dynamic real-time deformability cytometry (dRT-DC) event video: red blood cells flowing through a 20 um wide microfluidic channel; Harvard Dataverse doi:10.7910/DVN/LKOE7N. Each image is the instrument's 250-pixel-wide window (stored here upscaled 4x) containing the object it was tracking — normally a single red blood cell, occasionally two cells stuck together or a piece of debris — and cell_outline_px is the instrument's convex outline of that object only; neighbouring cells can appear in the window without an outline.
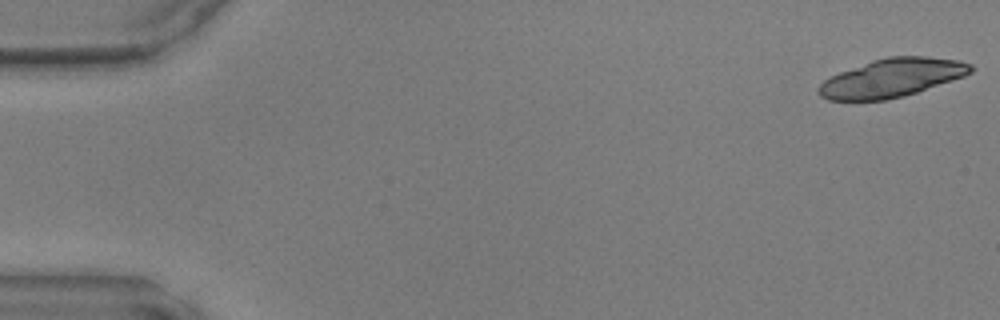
{"species": "common noctule bat (a hibernating species)", "species_latin": "Nyctalus noctula", "temperature_condition": "warm", "stored_images_in_passage": 22, "camera_frame_rate_fps": 3000, "um_per_image_px": 0.085, "animal": {"sex": "male", "body_mass_g": 17.9, "forearm_length_mm": 54.2}, "frame": {"image": 1, "passage_image": 1, "time_ms": 0.0, "image_size_px": [1000, 320], "cell_outline_px": [[976, 68], [972, 72], [964, 76], [904, 96], [888, 100], [828, 100], [820, 96], [816, 92], [816, 88], [824, 80], [840, 72], [872, 60], [888, 56], [928, 56], [960, 60], [972, 64]], "centroid_in_image_um": [75.82, 6.61], "position_along_channel_um": 9.2, "area_um2": 34.16}}